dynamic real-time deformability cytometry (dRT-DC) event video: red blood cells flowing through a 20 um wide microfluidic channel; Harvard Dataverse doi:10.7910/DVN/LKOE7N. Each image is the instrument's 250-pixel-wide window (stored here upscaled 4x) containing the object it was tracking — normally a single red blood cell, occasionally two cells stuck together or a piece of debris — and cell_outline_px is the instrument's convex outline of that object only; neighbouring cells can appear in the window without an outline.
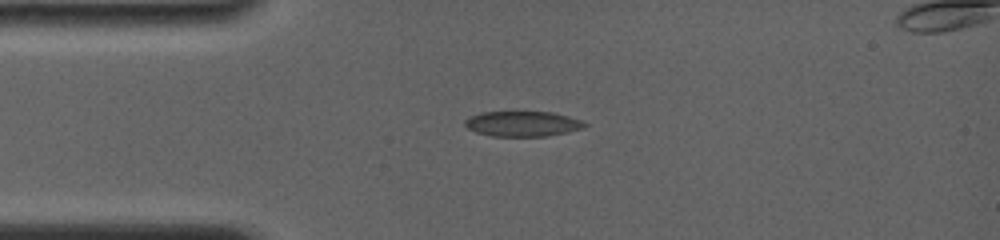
{"species": "common noctule bat (a hibernating species)", "species_latin": "Nyctalus noctula", "temperature_condition": "room temperature", "stored_images_in_passage": 7, "camera_frame_rate_fps": 4000, "um_per_image_px": 0.085, "animal": {"sex": "female", "body_mass_g": 19.0, "forearm_length_mm": 56.7}, "frame": {"image": 1, "passage_image": 1, "time_ms": 0.0, "image_size_px": [1000, 240], "cell_outline_px": [[588, 124], [584, 128], [568, 132], [548, 136], [492, 136], [476, 132], [468, 128], [464, 124], [464, 120], [480, 112], [552, 112], [568, 116], [580, 120]], "centroid_in_image_um": [44.43, 10.52], "position_along_channel_um": 40.6, "area_um2": 17.57}}
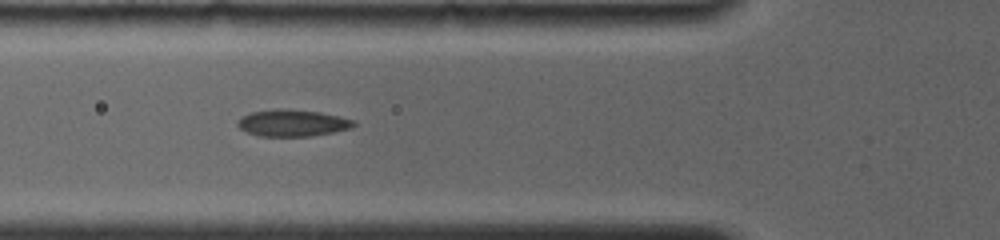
{"frame": {"image": 2, "passage_image": 4, "time_ms": 2.0, "image_size_px": [1000, 240], "cell_outline_px": [[356, 124], [352, 128], [312, 136], [256, 136], [240, 128], [236, 124], [236, 120], [240, 116], [252, 112], [276, 108], [284, 108], [320, 112], [340, 116], [356, 120]], "centroid_in_image_um": [24.85, 10.44], "position_along_channel_um": 101.0, "area_um2": 18.38}}
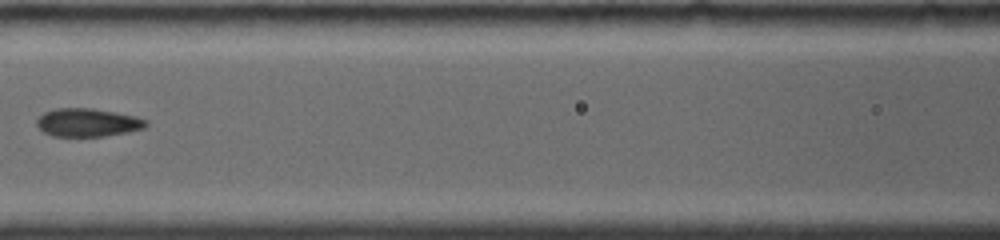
{"frame": {"image": 3, "passage_image": 6, "time_ms": 3.5, "image_size_px": [1000, 240], "cell_outline_px": [[148, 124], [144, 128], [128, 132], [104, 136], [52, 136], [44, 132], [36, 124], [36, 120], [44, 112], [56, 108], [92, 108], [116, 112], [136, 116], [148, 120]], "centroid_in_image_um": [7.47, 10.41], "position_along_channel_um": 159.1, "area_um2": 18.03}}